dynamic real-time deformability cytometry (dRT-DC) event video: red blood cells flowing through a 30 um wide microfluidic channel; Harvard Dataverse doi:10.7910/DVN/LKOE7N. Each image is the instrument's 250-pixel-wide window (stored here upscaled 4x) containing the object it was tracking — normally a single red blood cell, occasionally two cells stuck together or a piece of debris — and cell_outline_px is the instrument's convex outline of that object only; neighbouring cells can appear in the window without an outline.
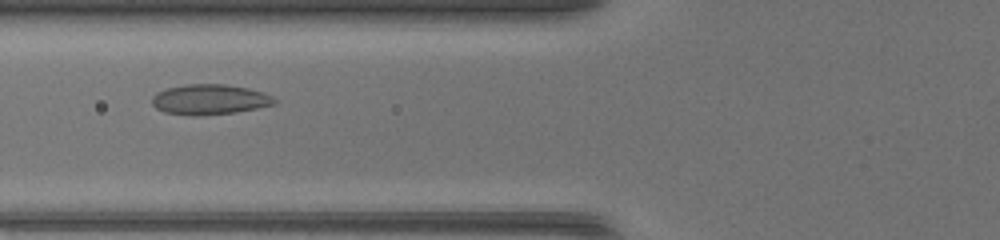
{"species": "common noctule bat (a hibernating species)", "species_latin": "Nyctalus noctula", "temperature_condition": "warm", "stored_images_in_passage": 35, "camera_frame_rate_fps": 3000, "um_per_image_px": 0.085, "animal": {"sex": "female", "body_mass_g": 17.0, "forearm_length_mm": 48.0}, "frame": {"image": 1, "passage_image": 7, "time_ms": 2.0, "image_size_px": [1000, 240], "cell_outline_px": [[276, 104], [236, 112], [196, 116], [192, 116], [164, 112], [156, 108], [152, 104], [152, 96], [156, 92], [168, 88], [184, 84], [224, 84], [248, 88], [264, 92], [272, 96], [276, 100]], "centroid_in_image_um": [17.81, 8.45], "position_along_channel_um": 108.0, "area_um2": 21.68}}
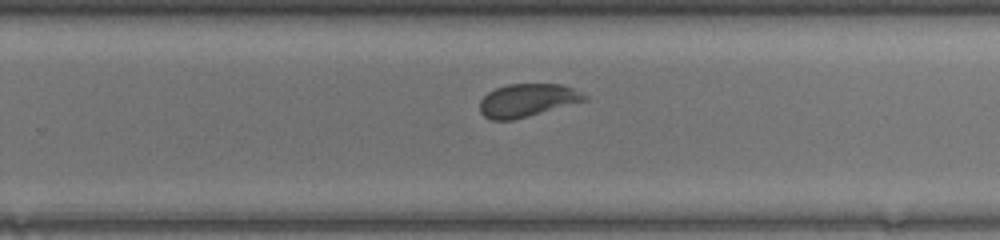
{"frame": {"image": 2, "passage_image": 19, "time_ms": 6.0, "image_size_px": [1000, 240], "cell_outline_px": [[588, 100], [528, 116], [512, 120], [492, 120], [484, 116], [480, 112], [480, 100], [488, 92], [496, 88], [508, 84], [560, 84], [572, 88], [588, 96]], "centroid_in_image_um": [44.81, 8.52], "position_along_channel_um": 285.0, "area_um2": 20.06}}
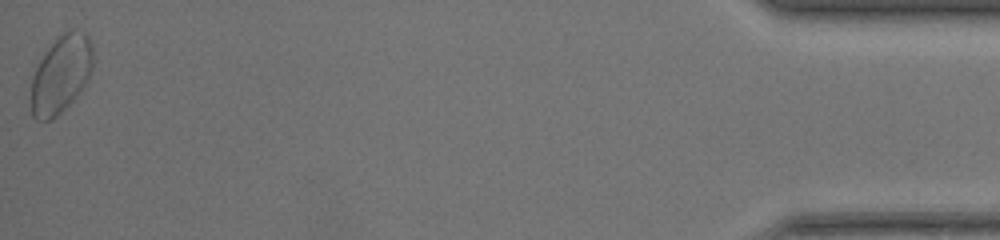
{"frame": {"image": 3, "passage_image": 35, "time_ms": 11.333, "image_size_px": [1000, 240], "cell_outline_px": [[92, 68], [80, 92], [56, 116], [48, 120], [36, 120], [32, 116], [28, 100], [32, 76], [40, 60], [48, 48], [64, 32], [72, 28], [84, 32], [88, 36], [92, 48]], "centroid_in_image_um": [5.13, 6.34], "position_along_channel_um": 430.1, "area_um2": 27.98}}